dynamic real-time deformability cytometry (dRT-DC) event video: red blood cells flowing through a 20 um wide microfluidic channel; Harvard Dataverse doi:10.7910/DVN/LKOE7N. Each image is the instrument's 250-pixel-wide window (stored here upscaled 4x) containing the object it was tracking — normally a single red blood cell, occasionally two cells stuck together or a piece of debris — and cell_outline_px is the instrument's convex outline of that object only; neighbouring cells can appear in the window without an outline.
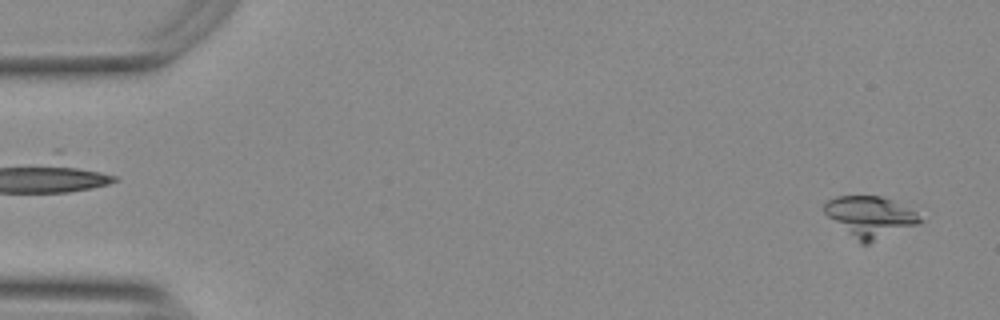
{"species": "Egyptian fruit bat (a non-hibernating species)", "species_latin": "Rousettus aegyptiacus", "temperature_condition": "warm", "stored_images_in_passage": 18, "camera_frame_rate_fps": 3000, "um_per_image_px": 0.085, "animal": {"sex": "female"}, "frame": {"image": 1, "passage_image": 2, "time_ms": 0.333, "image_size_px": [1000, 320], "cell_outline_px": [[924, 220], [916, 224], [868, 244], [860, 244], [828, 216], [824, 212], [824, 204], [828, 200], [836, 196], [880, 196], [892, 200], [916, 212]], "centroid_in_image_um": [73.94, 18.42], "position_along_channel_um": 11.1, "area_um2": 22.48}}